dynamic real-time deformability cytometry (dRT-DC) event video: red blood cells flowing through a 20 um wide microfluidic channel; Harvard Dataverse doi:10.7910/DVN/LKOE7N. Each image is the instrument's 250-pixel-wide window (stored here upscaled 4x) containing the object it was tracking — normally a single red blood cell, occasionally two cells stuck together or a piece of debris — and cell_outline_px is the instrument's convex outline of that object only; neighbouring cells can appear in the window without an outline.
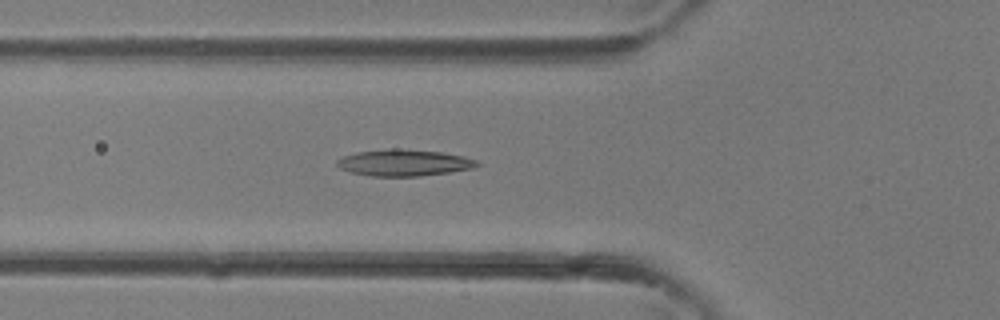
{"species": "common noctule bat (a hibernating species)", "species_latin": "Nyctalus noctula", "temperature_condition": "room temperature", "stored_images_in_passage": 36, "camera_frame_rate_fps": 3000, "um_per_image_px": 0.085, "animal": {"sex": "female"}, "frame": {"image": 1, "passage_image": 12, "time_ms": 3.667, "image_size_px": [1000, 320], "cell_outline_px": [[480, 164], [472, 168], [448, 172], [420, 176], [372, 176], [352, 172], [340, 168], [336, 164], [336, 160], [344, 156], [356, 152], [392, 148], [396, 148], [440, 152], [464, 156], [476, 160]], "centroid_in_image_um": [34.32, 13.82], "position_along_channel_um": 91.5, "area_um2": 21.44}}
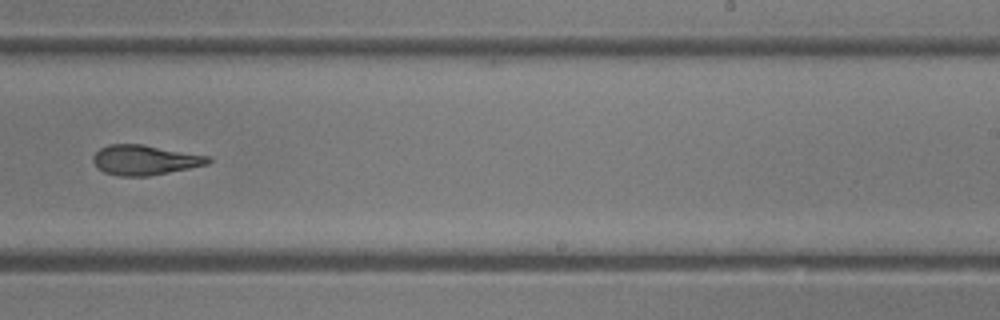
{"frame": {"image": 2, "passage_image": 22, "time_ms": 7.0, "image_size_px": [1000, 320], "cell_outline_px": [[212, 160], [208, 164], [148, 176], [120, 176], [104, 172], [92, 160], [92, 156], [100, 148], [108, 144], [144, 144], [212, 156]], "centroid_in_image_um": [12.34, 13.58], "position_along_channel_um": 276.7, "area_um2": 20.11}}
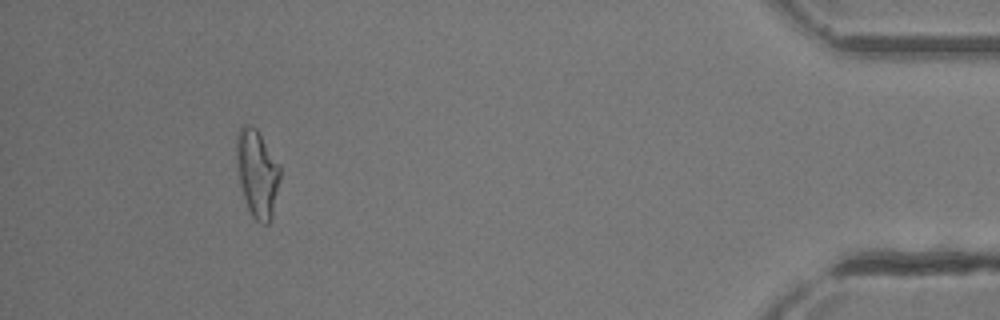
{"frame": {"image": 3, "passage_image": 33, "time_ms": 10.667, "image_size_px": [1000, 320], "cell_outline_px": [[280, 180], [272, 220], [268, 224], [260, 224], [252, 216], [248, 208], [240, 184], [236, 168], [236, 136], [240, 128], [244, 124], [252, 124], [256, 128], [280, 164]], "centroid_in_image_um": [21.87, 14.73], "position_along_channel_um": 413.3, "area_um2": 22.6}}